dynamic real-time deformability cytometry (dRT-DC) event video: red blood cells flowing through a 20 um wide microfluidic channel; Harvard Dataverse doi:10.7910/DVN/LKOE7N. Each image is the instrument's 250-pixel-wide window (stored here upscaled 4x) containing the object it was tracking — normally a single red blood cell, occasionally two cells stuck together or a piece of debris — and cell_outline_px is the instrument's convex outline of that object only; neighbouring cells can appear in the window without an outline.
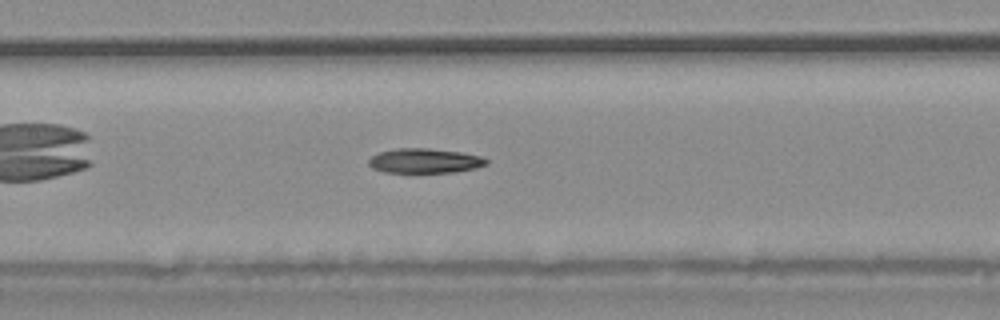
{"species": "common noctule bat (a hibernating species)", "species_latin": "Nyctalus noctula", "temperature_condition": "warm", "stored_images_in_passage": 29, "camera_frame_rate_fps": 3000, "um_per_image_px": 0.085, "animal": {"sex": "male", "body_mass_g": 20.4}, "frame": {"image": 1, "passage_image": 9, "time_ms": 2.667, "image_size_px": [1000, 320], "cell_outline_px": [[488, 164], [476, 168], [456, 172], [384, 172], [372, 168], [368, 164], [368, 160], [372, 156], [380, 152], [396, 148], [428, 148], [460, 152], [480, 156], [488, 160]], "centroid_in_image_um": [36.1, 13.67], "position_along_channel_um": 171.3, "area_um2": 16.88}}